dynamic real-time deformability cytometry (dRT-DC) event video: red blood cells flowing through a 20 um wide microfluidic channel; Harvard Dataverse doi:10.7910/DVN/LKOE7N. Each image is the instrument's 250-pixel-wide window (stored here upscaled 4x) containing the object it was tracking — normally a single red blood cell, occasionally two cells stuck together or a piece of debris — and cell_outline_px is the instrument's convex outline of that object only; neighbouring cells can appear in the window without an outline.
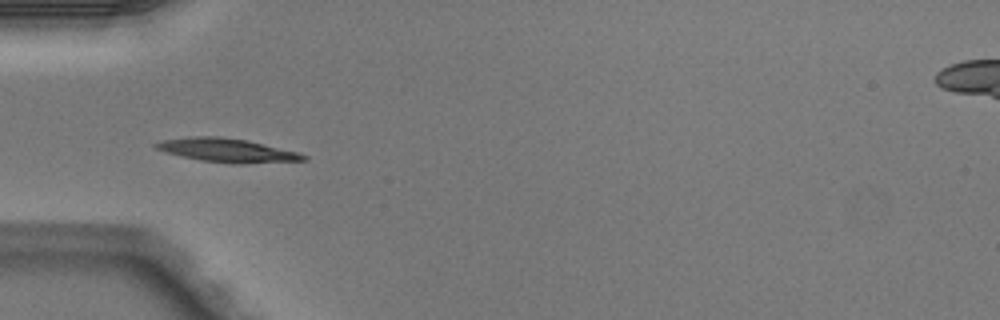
{"species": "Egyptian fruit bat (a non-hibernating species)", "species_latin": "Rousettus aegyptiacus", "temperature_condition": "warm", "stored_images_in_passage": 7, "camera_frame_rate_fps": 3000, "um_per_image_px": 0.085, "animal": {"sex": "male"}, "frame": {"image": 1, "passage_image": 5, "time_ms": 1.333, "image_size_px": [1000, 320], "cell_outline_px": [[308, 160], [240, 164], [236, 164], [200, 160], [168, 152], [156, 148], [152, 144], [160, 140], [196, 136], [220, 136], [244, 140], [300, 152], [308, 156]], "centroid_in_image_um": [19.35, 12.78], "position_along_channel_um": 65.7, "area_um2": 20.17}}
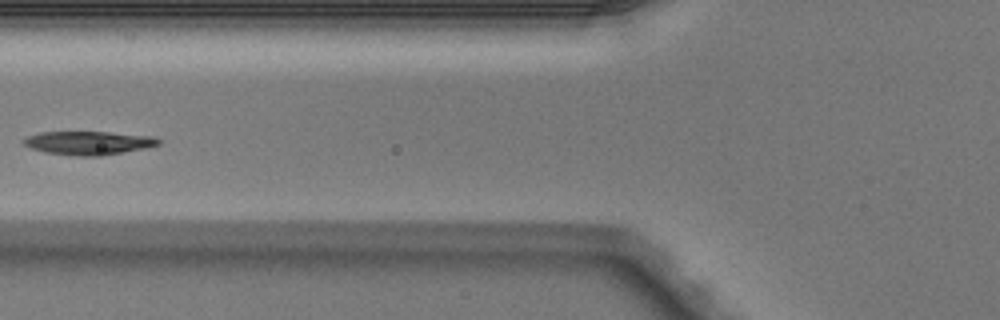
{"frame": {"image": 2, "passage_image": 6, "time_ms": 1.667, "image_size_px": [1000, 320], "cell_outline_px": [[160, 144], [144, 148], [100, 156], [80, 156], [44, 152], [32, 148], [24, 144], [20, 140], [28, 136], [40, 132], [108, 132], [156, 136], [160, 140]], "centroid_in_image_um": [7.53, 12.14], "position_along_channel_um": 118.3, "area_um2": 18.44}}
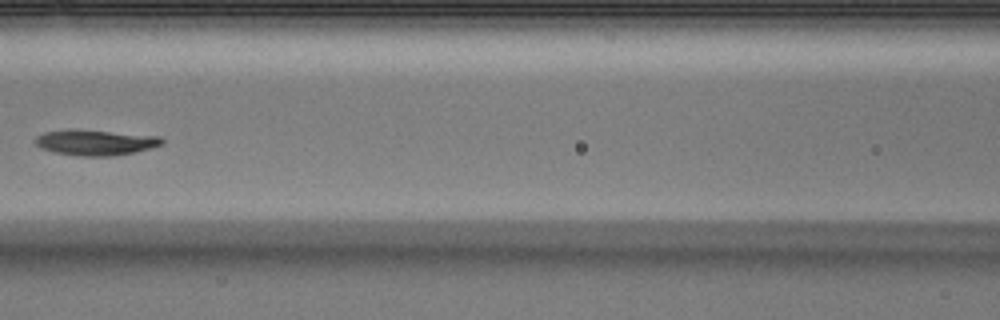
{"frame": {"image": 3, "passage_image": 7, "time_ms": 2.0, "image_size_px": [1000, 320], "cell_outline_px": [[164, 144], [136, 152], [112, 156], [80, 156], [56, 152], [40, 148], [32, 140], [36, 136], [44, 132], [108, 132], [160, 136], [164, 140]], "centroid_in_image_um": [8.17, 12.16], "position_along_channel_um": 158.4, "area_um2": 17.98}}